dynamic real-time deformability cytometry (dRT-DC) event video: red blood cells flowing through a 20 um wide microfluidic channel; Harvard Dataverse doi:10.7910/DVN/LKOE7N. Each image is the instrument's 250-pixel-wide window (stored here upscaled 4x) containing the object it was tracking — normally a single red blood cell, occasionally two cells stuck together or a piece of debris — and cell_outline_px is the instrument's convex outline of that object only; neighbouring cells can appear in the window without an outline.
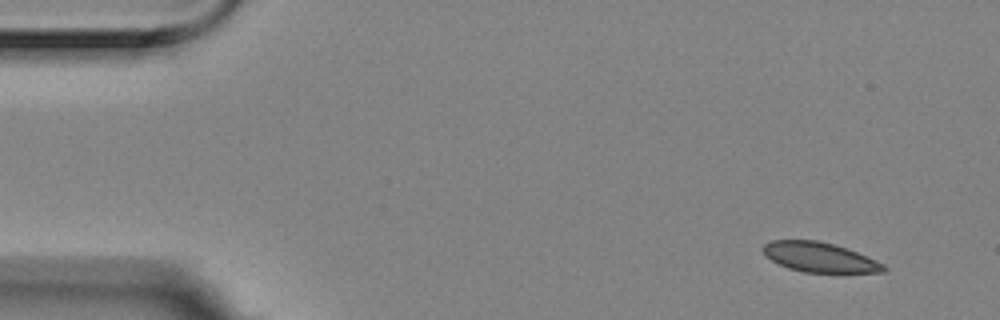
{"species": "Egyptian fruit bat (a non-hibernating species)", "species_latin": "Rousettus aegyptiacus", "temperature_condition": "room temperature", "stored_images_in_passage": 8, "camera_frame_rate_fps": 3000, "um_per_image_px": 0.085, "animal": {"sex": "female"}, "frame": {"image": 1, "passage_image": 1, "time_ms": 0.0, "image_size_px": [1000, 320], "cell_outline_px": [[888, 268], [884, 272], [804, 272], [788, 268], [764, 256], [764, 244], [772, 240], [816, 240], [848, 248], [884, 264]], "centroid_in_image_um": [69.66, 21.86], "position_along_channel_um": 15.3, "area_um2": 20.69}}
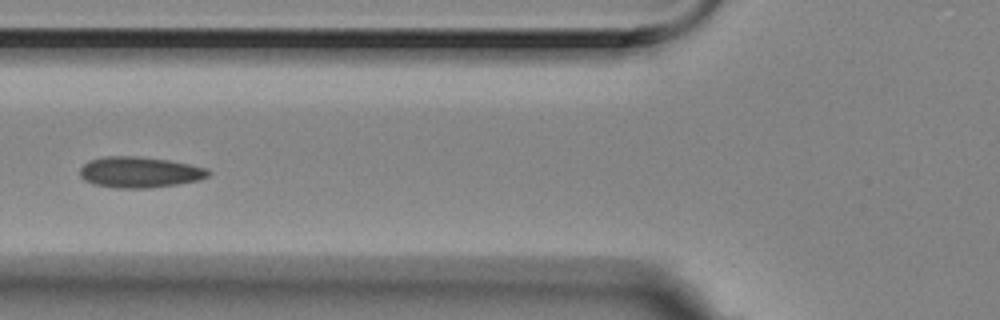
{"frame": {"image": 2, "passage_image": 6, "time_ms": 1.667, "image_size_px": [1000, 320], "cell_outline_px": [[212, 172], [208, 176], [200, 180], [176, 184], [148, 188], [116, 188], [96, 184], [84, 180], [80, 176], [80, 168], [88, 160], [104, 156], [136, 156], [168, 160], [208, 168]], "centroid_in_image_um": [11.87, 14.63], "position_along_channel_um": 113.9, "area_um2": 23.12}}
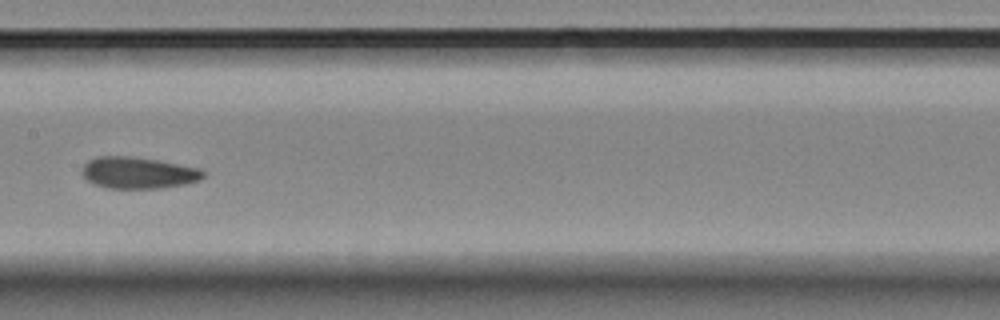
{"frame": {"image": 3, "passage_image": 8, "time_ms": 2.333, "image_size_px": [1000, 320], "cell_outline_px": [[204, 176], [200, 180], [188, 184], [160, 188], [108, 188], [96, 184], [88, 180], [80, 172], [84, 164], [88, 160], [96, 156], [128, 156], [156, 160], [200, 168], [204, 172]], "centroid_in_image_um": [11.75, 14.68], "position_along_channel_um": 195.7, "area_um2": 22.25}}